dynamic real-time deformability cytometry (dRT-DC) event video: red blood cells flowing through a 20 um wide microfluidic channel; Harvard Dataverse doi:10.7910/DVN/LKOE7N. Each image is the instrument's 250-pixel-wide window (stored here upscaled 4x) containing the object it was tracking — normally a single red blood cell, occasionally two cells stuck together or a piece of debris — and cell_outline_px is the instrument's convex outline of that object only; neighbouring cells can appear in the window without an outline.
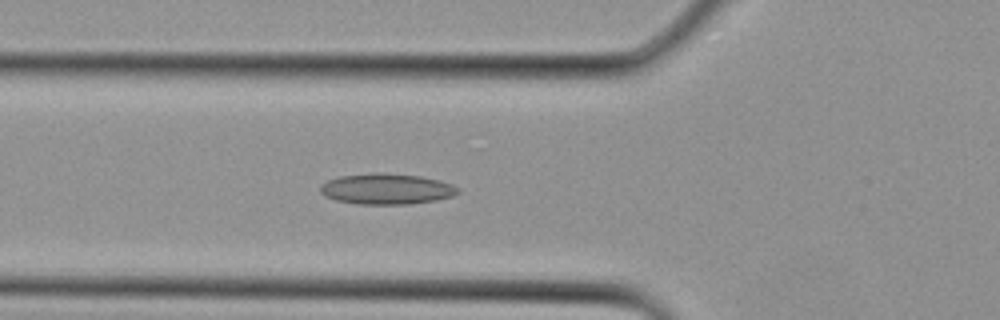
{"species": "Egyptian fruit bat (a non-hibernating species)", "species_latin": "Rousettus aegyptiacus", "temperature_condition": "cold", "stored_images_in_passage": 14, "camera_frame_rate_fps": 3000, "um_per_image_px": 0.085, "animal": {"sex": "female"}, "frame": {"image": 1, "passage_image": 10, "time_ms": 3.0, "image_size_px": [1000, 320], "cell_outline_px": [[460, 192], [452, 196], [436, 200], [408, 204], [356, 204], [336, 200], [324, 196], [320, 192], [320, 184], [328, 180], [340, 176], [376, 172], [380, 172], [420, 176], [440, 180], [452, 184], [460, 188]], "centroid_in_image_um": [32.85, 16.05], "position_along_channel_um": 92.9, "area_um2": 24.85}}
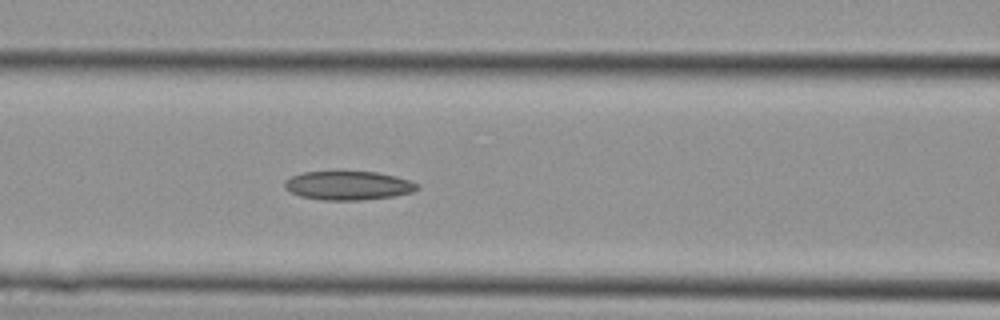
{"frame": {"image": 2, "passage_image": 12, "time_ms": 3.667, "image_size_px": [1000, 320], "cell_outline_px": [[420, 188], [412, 192], [392, 196], [360, 200], [324, 200], [300, 196], [284, 188], [284, 180], [292, 176], [304, 172], [336, 168], [376, 172], [396, 176], [420, 184]], "centroid_in_image_um": [29.57, 15.71], "position_along_channel_um": 137.0, "area_um2": 23.18}}
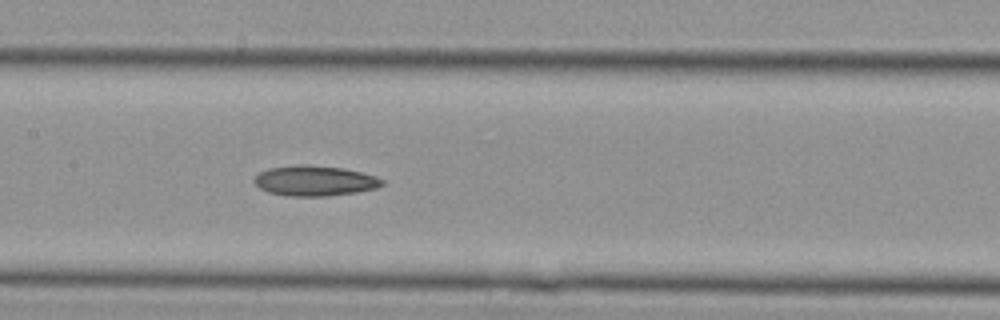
{"frame": {"image": 3, "passage_image": 14, "time_ms": 4.333, "image_size_px": [1000, 320], "cell_outline_px": [[384, 184], [376, 188], [356, 192], [328, 196], [288, 196], [268, 192], [260, 188], [252, 180], [260, 172], [268, 168], [296, 164], [308, 164], [344, 168], [376, 176], [384, 180]], "centroid_in_image_um": [26.74, 15.36], "position_along_channel_um": 180.7, "area_um2": 22.72}}